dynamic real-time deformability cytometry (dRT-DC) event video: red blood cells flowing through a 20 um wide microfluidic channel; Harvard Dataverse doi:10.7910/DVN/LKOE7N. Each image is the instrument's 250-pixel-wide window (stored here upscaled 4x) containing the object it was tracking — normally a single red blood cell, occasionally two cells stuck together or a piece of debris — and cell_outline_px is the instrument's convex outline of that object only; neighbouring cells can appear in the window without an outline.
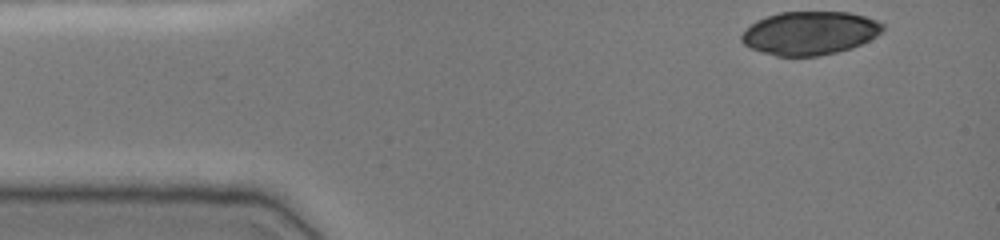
{"species": "common noctule bat (a hibernating species)", "species_latin": "Nyctalus noctula", "temperature_condition": "cold", "stored_images_in_passage": 39, "camera_frame_rate_fps": 3000, "um_per_image_px": 0.085, "animal": {"sex": "female", "body_mass_g": 19.0, "forearm_length_mm": 51.5}, "frame": {"image": 1, "passage_image": 1, "time_ms": 0.0, "image_size_px": [1000, 240], "cell_outline_px": [[884, 28], [876, 36], [852, 48], [836, 52], [816, 56], [776, 56], [748, 48], [740, 40], [740, 36], [756, 20], [780, 12], [848, 12], [864, 16], [876, 20], [884, 24]], "centroid_in_image_um": [68.81, 2.81], "position_along_channel_um": 16.2, "area_um2": 35.6}}